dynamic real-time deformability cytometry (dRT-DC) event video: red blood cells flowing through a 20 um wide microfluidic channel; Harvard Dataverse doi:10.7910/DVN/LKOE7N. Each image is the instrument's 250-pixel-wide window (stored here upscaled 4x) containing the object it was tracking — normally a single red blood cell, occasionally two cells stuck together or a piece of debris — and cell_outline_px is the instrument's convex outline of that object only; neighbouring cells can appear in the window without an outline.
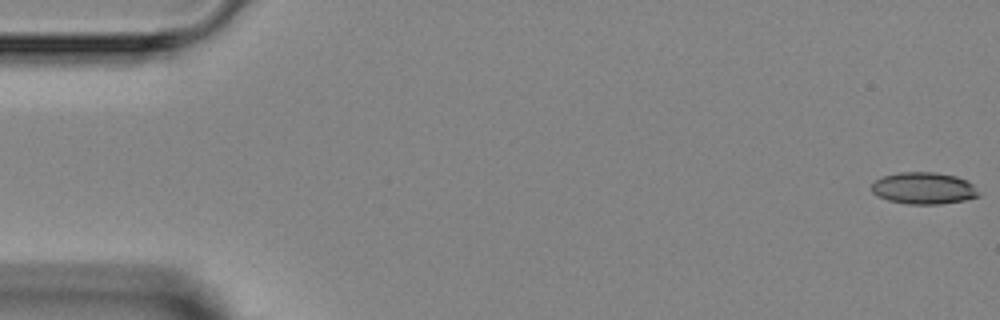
{"species": "Egyptian fruit bat (a non-hibernating species)", "species_latin": "Rousettus aegyptiacus", "temperature_condition": "room temperature", "stored_images_in_passage": 4, "camera_frame_rate_fps": 3000, "um_per_image_px": 0.085, "animal": {"sex": "female"}, "frame": {"image": 1, "passage_image": 1, "time_ms": 0.0, "image_size_px": [1000, 320], "cell_outline_px": [[980, 196], [964, 200], [940, 204], [908, 204], [888, 200], [872, 192], [872, 184], [880, 176], [900, 172], [936, 172], [956, 176], [968, 180], [972, 184]], "centroid_in_image_um": [78.51, 15.99], "position_along_channel_um": 6.5, "area_um2": 19.83}}